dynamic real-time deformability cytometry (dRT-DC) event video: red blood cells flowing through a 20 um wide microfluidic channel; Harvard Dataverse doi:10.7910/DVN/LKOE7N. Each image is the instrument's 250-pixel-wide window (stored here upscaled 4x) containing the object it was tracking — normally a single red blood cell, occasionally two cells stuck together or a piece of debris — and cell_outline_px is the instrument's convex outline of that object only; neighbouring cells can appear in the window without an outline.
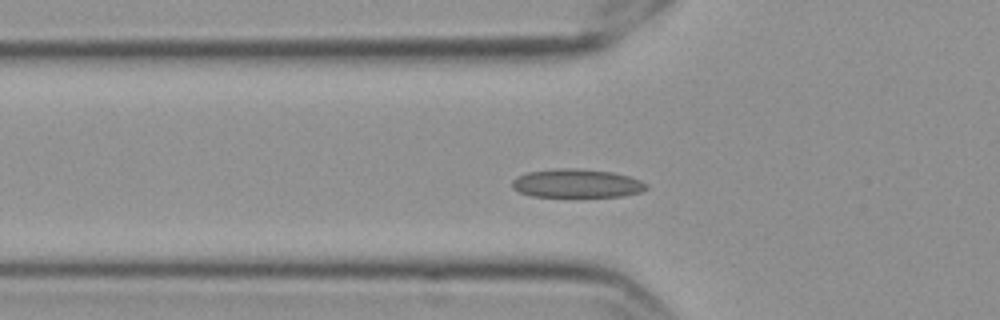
{"species": "Egyptian fruit bat (a non-hibernating species)", "species_latin": "Rousettus aegyptiacus", "temperature_condition": "cold", "stored_images_in_passage": 50, "camera_frame_rate_fps": 3000, "um_per_image_px": 0.085, "frame": {"image": 1, "passage_image": 11, "time_ms": 3.333, "image_size_px": [1000, 320], "cell_outline_px": [[648, 188], [640, 192], [620, 196], [532, 196], [520, 192], [512, 188], [512, 180], [516, 176], [528, 172], [560, 168], [568, 168], [612, 172], [628, 176], [640, 180], [648, 184]], "centroid_in_image_um": [49.01, 15.58], "position_along_channel_um": 76.8, "area_um2": 22.08}}
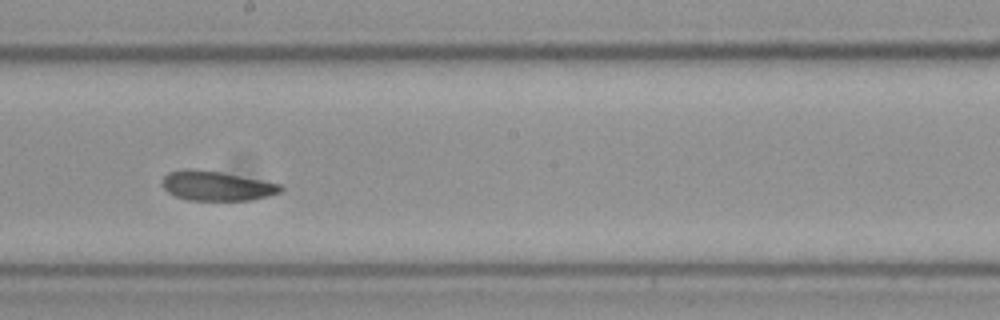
{"frame": {"image": 2, "passage_image": 24, "time_ms": 7.667, "image_size_px": [1000, 320], "cell_outline_px": [[284, 188], [280, 192], [272, 196], [248, 200], [188, 200], [176, 196], [168, 192], [164, 188], [164, 176], [168, 172], [220, 172], [280, 184]], "centroid_in_image_um": [18.51, 15.85], "position_along_channel_um": 229.7, "area_um2": 19.42}}
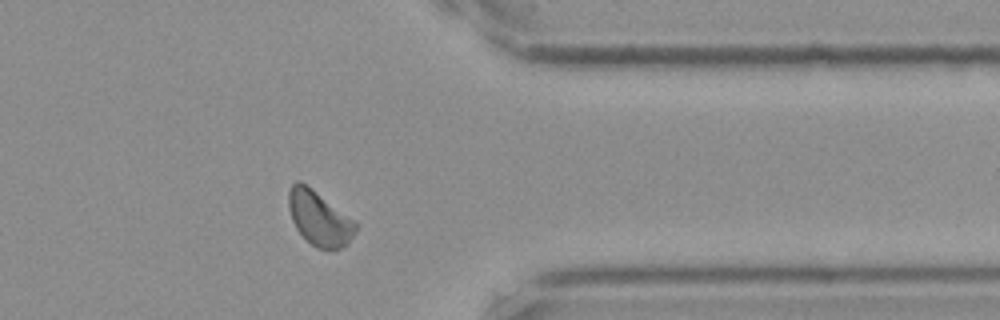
{"frame": {"image": 3, "passage_image": 38, "time_ms": 12.333, "image_size_px": [1000, 320], "cell_outline_px": [[360, 224], [356, 232], [348, 244], [332, 252], [316, 248], [296, 228], [292, 220], [288, 208], [288, 192], [292, 184], [296, 180], [300, 180], [308, 184]], "centroid_in_image_um": [27.17, 18.55], "position_along_channel_um": 384.2, "area_um2": 21.91}, "authors_computed_cell_mechanics": {"area_um2": 21.1837, "velocity_mm_per_s": 3.5164, "shape_relaxation_time_tau1_ms": 4.3173, "shape_relaxation_time_tau2_ms": 1.9873, "deformation_change_tau1": 0.0908, "deformation_change_tau2": 0.0506}}